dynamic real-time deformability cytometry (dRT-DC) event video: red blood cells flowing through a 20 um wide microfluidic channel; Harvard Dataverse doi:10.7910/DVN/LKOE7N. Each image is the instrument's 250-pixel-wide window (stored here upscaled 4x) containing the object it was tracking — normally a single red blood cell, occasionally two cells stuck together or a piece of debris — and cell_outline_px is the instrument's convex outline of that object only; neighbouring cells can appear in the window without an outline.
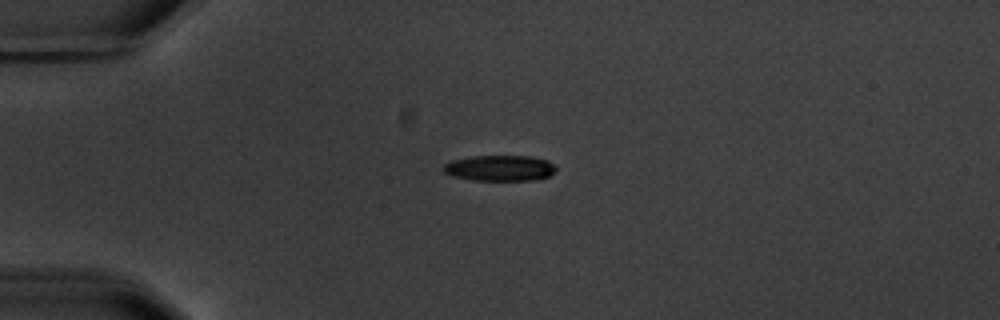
{"species": "common noctule bat (a hibernating species)", "species_latin": "Nyctalus noctula", "temperature_condition": "warm", "stored_images_in_passage": 6, "camera_frame_rate_fps": 3000, "um_per_image_px": 0.085, "animal": {"sex": "male", "body_mass_g": 20.1, "forearm_length_mm": 53.5}, "frame": {"image": 1, "passage_image": 1, "time_ms": 0.0, "image_size_px": [1000, 320], "cell_outline_px": [[556, 172], [540, 180], [472, 180], [452, 176], [444, 172], [440, 168], [444, 164], [452, 160], [472, 156], [532, 156], [548, 160], [556, 168]], "centroid_in_image_um": [42.48, 14.29], "position_along_channel_um": 42.5, "area_um2": 17.11}}
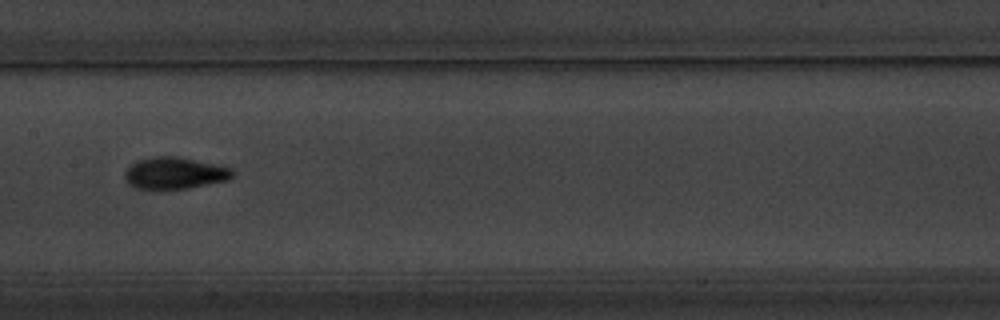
{"frame": {"image": 2, "passage_image": 5, "time_ms": 5.0, "image_size_px": [1000, 320], "cell_outline_px": [[232, 176], [228, 180], [188, 188], [160, 192], [152, 192], [136, 188], [128, 184], [124, 180], [124, 172], [136, 160], [156, 156], [176, 156], [232, 168]], "centroid_in_image_um": [14.75, 14.77], "position_along_channel_um": 192.6, "area_um2": 20.52}}
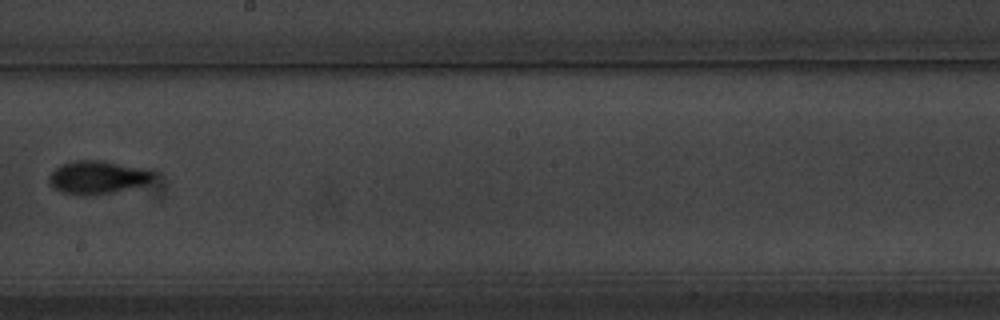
{"frame": {"image": 3, "passage_image": 6, "time_ms": 6.333, "image_size_px": [1000, 320], "cell_outline_px": [[156, 176], [148, 184], [112, 192], [92, 196], [80, 196], [60, 192], [52, 188], [48, 180], [52, 172], [60, 164], [76, 160], [104, 160], [152, 168], [156, 172]], "centroid_in_image_um": [8.36, 15.06], "position_along_channel_um": 239.8, "area_um2": 20.98}}